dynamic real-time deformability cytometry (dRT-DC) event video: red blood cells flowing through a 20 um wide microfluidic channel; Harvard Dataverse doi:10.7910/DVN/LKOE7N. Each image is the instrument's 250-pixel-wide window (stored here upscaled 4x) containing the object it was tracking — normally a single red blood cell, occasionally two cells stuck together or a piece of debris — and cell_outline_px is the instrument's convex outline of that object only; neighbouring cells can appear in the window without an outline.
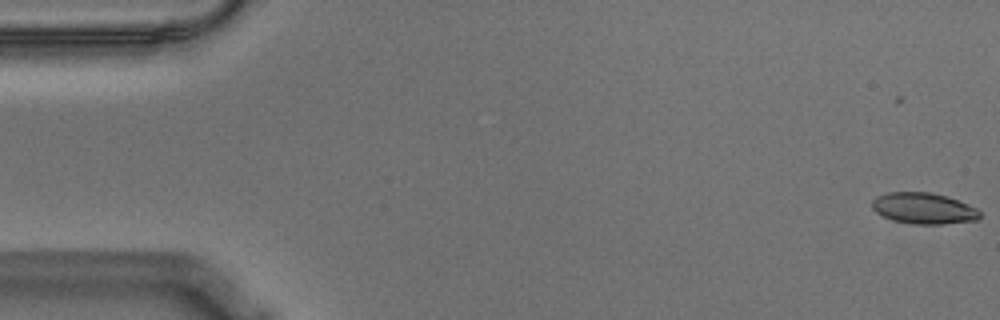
{"species": "Egyptian fruit bat (a non-hibernating species)", "species_latin": "Rousettus aegyptiacus", "temperature_condition": "warm", "stored_images_in_passage": 56, "camera_frame_rate_fps": 3000, "um_per_image_px": 0.085, "animal": {"sex": "male"}, "frame": {"image": 1, "passage_image": 1, "time_ms": 0.0, "image_size_px": [1000, 320], "cell_outline_px": [[980, 216], [976, 220], [944, 224], [912, 224], [892, 220], [876, 212], [872, 208], [872, 200], [876, 196], [888, 192], [932, 192], [948, 196], [968, 204], [976, 208], [980, 212]], "centroid_in_image_um": [78.5, 17.7], "position_along_channel_um": 6.5, "area_um2": 19.65}}
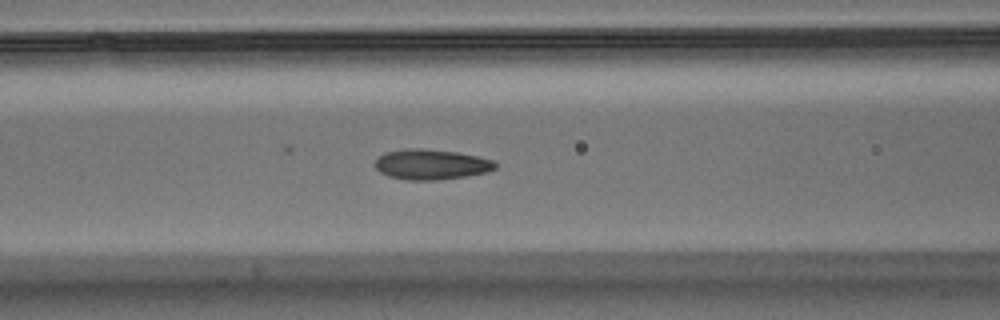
{"frame": {"image": 2, "passage_image": 23, "time_ms": 7.333, "image_size_px": [1000, 320], "cell_outline_px": [[496, 168], [488, 172], [464, 176], [436, 180], [408, 180], [388, 176], [380, 172], [376, 168], [376, 160], [384, 152], [408, 148], [420, 148], [456, 152], [476, 156], [492, 160], [496, 164]], "centroid_in_image_um": [36.63, 13.97], "position_along_channel_um": 130.0, "area_um2": 21.04}}
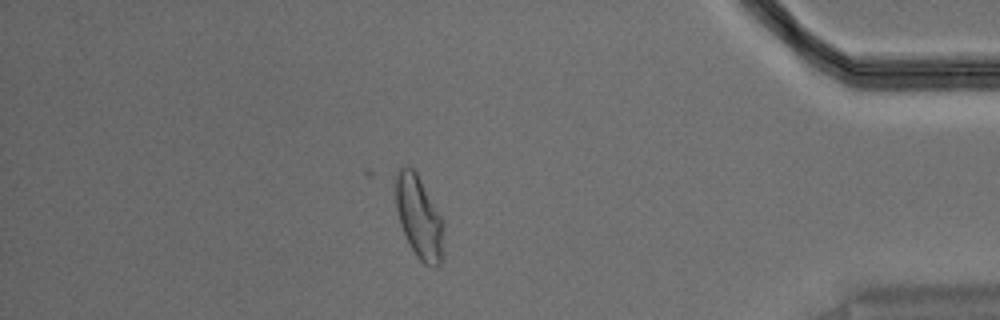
{"frame": {"image": 3, "passage_image": 49, "time_ms": 16.0, "image_size_px": [1000, 320], "cell_outline_px": [[444, 228], [440, 264], [424, 264], [416, 256], [400, 224], [396, 208], [396, 176], [400, 168], [404, 164], [408, 164], [416, 172], [440, 216], [444, 224]], "centroid_in_image_um": [35.6, 18.42], "position_along_channel_um": 399.6, "area_um2": 22.43}, "authors_computed_cell_mechanics": {"area_um2": 20.6635, "velocity_mm_per_s": 3.5714, "shape_relaxation_time_tau1_ms": 7.2335, "shape_relaxation_time_tau2_ms": 1.2324, "deformation_change_tau1": 0.1854, "deformation_change_tau2": 0.0657}}